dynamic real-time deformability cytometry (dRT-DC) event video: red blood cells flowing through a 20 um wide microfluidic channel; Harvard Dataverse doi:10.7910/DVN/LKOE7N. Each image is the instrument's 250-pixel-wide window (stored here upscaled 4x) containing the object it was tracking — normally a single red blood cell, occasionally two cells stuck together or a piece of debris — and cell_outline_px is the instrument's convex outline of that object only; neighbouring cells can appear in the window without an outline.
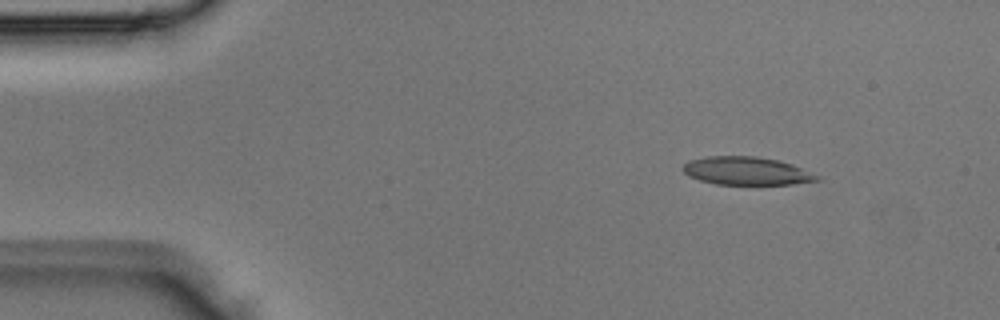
{"species": "Egyptian fruit bat (a non-hibernating species)", "species_latin": "Rousettus aegyptiacus", "temperature_condition": "room temperature", "stored_images_in_passage": 4, "segment_of_instrument_passage": [1, 2], "camera_frame_rate_fps": 3000, "um_per_image_px": 0.085, "animal": {"sex": "male"}, "frame": {"image": 1, "passage_image": 1, "time_ms": 0.0, "image_size_px": [1000, 320], "cell_outline_px": [[824, 180], [792, 184], [716, 184], [700, 180], [688, 176], [680, 168], [688, 160], [704, 156], [756, 156], [776, 160], [792, 164], [820, 176]], "centroid_in_image_um": [63.44, 14.52], "position_along_channel_um": 21.6, "area_um2": 22.08}}